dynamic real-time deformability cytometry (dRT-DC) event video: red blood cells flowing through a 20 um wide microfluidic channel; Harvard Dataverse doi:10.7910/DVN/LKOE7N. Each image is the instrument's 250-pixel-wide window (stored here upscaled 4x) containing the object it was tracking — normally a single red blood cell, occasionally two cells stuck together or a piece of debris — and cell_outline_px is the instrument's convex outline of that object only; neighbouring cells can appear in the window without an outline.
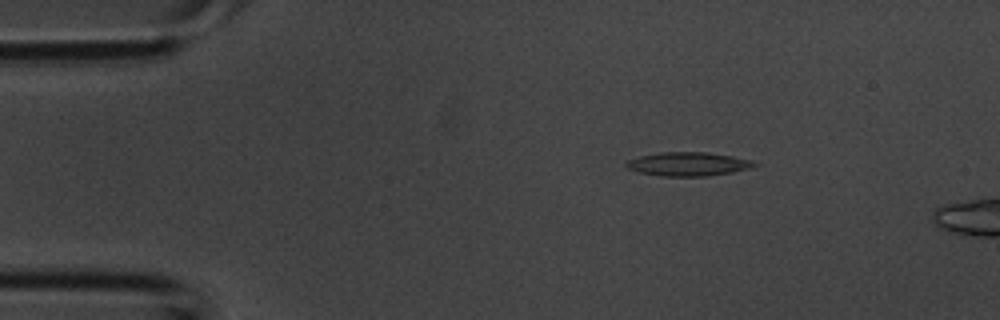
{"species": "common noctule bat (a hibernating species)", "species_latin": "Nyctalus noctula", "temperature_condition": "room temperature", "stored_images_in_passage": 8, "camera_frame_rate_fps": 3000, "um_per_image_px": 0.085, "animal": {"sex": "male", "body_mass_g": 20.1, "forearm_length_mm": 53.5}, "frame": {"image": 1, "passage_image": 4, "time_ms": 1.0, "image_size_px": [1000, 320], "cell_outline_px": [[760, 164], [752, 168], [732, 172], [708, 176], [664, 176], [640, 172], [628, 168], [624, 164], [628, 160], [640, 156], [660, 152], [708, 152], [732, 156], [752, 160]], "centroid_in_image_um": [58.54, 13.94], "position_along_channel_um": 26.5, "area_um2": 17.74}}